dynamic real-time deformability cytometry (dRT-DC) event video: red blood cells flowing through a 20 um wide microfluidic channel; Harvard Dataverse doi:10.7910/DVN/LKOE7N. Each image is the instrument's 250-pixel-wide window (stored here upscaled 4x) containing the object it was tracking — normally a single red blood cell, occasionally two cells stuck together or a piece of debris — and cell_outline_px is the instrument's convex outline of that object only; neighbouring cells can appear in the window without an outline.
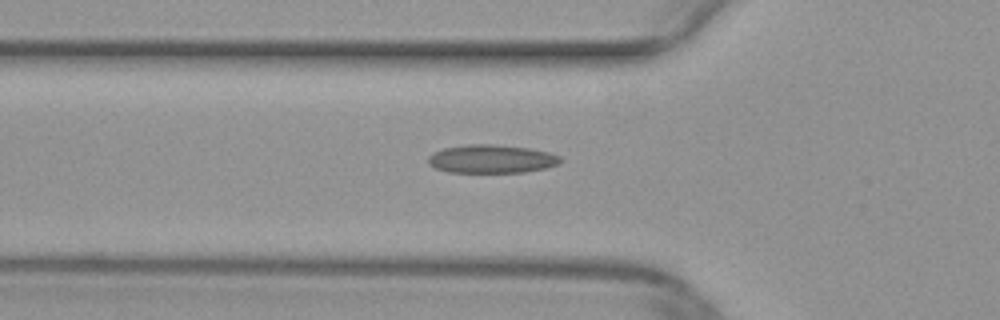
{"species": "common noctule bat (a hibernating species)", "species_latin": "Nyctalus noctula", "temperature_condition": "warm", "stored_images_in_passage": 30, "camera_frame_rate_fps": 3000, "um_per_image_px": 0.085, "animal": {"sex": "female", "body_mass_g": 29.2, "forearm_length_mm": 56.3}, "frame": {"image": 1, "passage_image": 3, "time_ms": 0.667, "image_size_px": [1000, 320], "cell_outline_px": [[560, 164], [544, 168], [524, 172], [448, 172], [436, 168], [428, 164], [428, 156], [432, 152], [444, 148], [468, 144], [492, 144], [528, 148], [548, 152], [560, 156]], "centroid_in_image_um": [41.75, 13.51], "position_along_channel_um": 84.1, "area_um2": 21.79}}
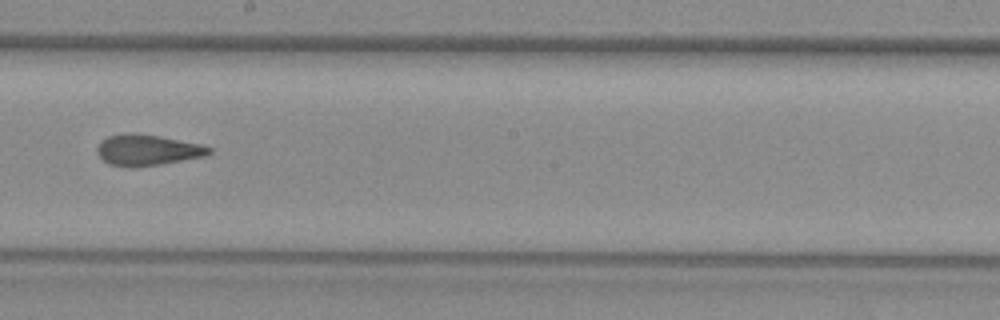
{"frame": {"image": 2, "passage_image": 14, "time_ms": 4.333, "image_size_px": [1000, 320], "cell_outline_px": [[212, 152], [204, 156], [160, 164], [128, 168], [108, 164], [96, 152], [96, 148], [100, 140], [108, 136], [132, 132], [160, 136], [200, 144], [212, 148]], "centroid_in_image_um": [12.48, 12.75], "position_along_channel_um": 235.7, "area_um2": 20.23}}
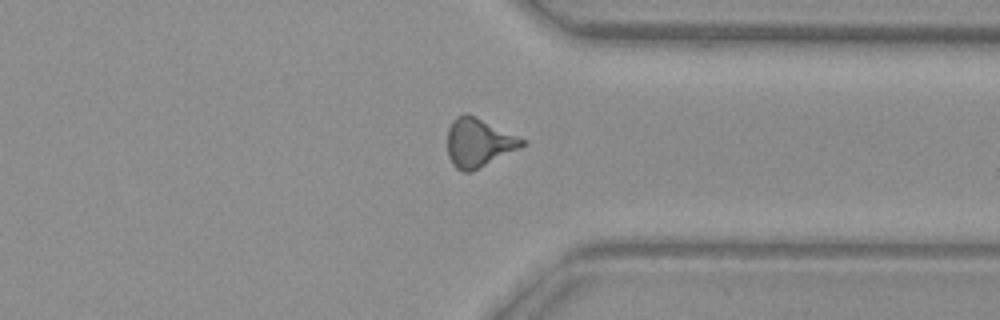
{"frame": {"image": 3, "passage_image": 24, "time_ms": 7.667, "image_size_px": [1000, 320], "cell_outline_px": [[528, 144], [472, 172], [460, 172], [452, 164], [448, 156], [448, 128], [452, 120], [456, 116], [464, 112], [468, 112], [528, 140]], "centroid_in_image_um": [40.7, 12.11], "position_along_channel_um": 370.7, "area_um2": 21.73}}